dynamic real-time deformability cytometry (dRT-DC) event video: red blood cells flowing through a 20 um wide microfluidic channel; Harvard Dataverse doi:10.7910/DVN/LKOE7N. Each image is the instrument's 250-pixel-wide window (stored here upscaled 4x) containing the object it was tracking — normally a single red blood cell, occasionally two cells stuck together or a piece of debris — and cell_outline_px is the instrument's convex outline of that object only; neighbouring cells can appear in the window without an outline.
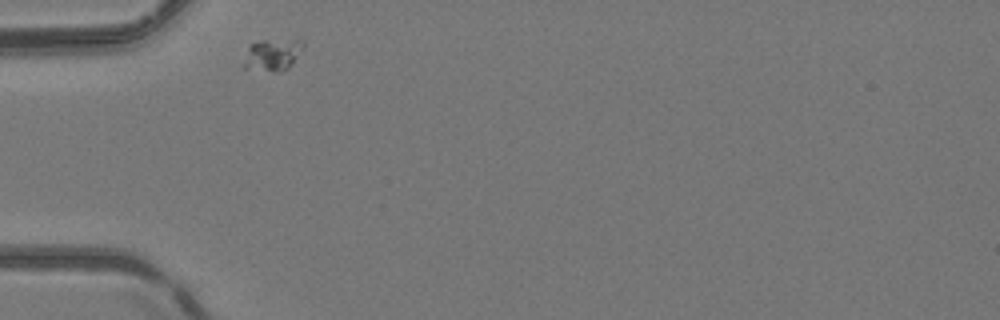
{"species": "common noctule bat (a hibernating species)", "species_latin": "Nyctalus noctula", "temperature_condition": "room temperature", "stored_images_in_passage": 30, "camera_frame_rate_fps": 3000, "um_per_image_px": 0.085, "animal": {"sex": "female", "body_mass_g": 24.6, "forearm_length_mm": 56.2}, "frame": {"image": 1, "passage_image": 1, "time_ms": 0.0, "image_size_px": [1000, 320], "cell_outline_px": [[304, 44], [292, 64], [288, 68], [280, 72], [276, 72], [244, 68], [240, 64], [248, 48], [252, 44], [264, 40], [300, 36], [304, 40]], "centroid_in_image_um": [23.19, 4.61], "position_along_channel_um": 61.8, "area_um2": 11.62}}
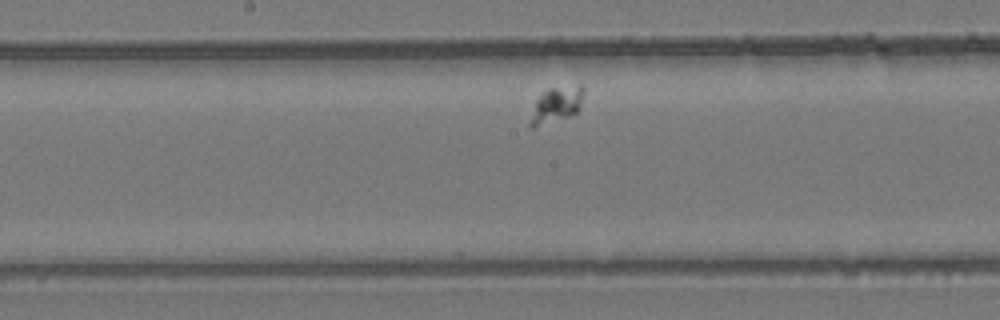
{"frame": {"image": 2, "passage_image": 13, "time_ms": 4.0, "image_size_px": [1000, 320], "cell_outline_px": [[584, 92], [580, 108], [576, 112], [568, 116], [532, 128], [528, 124], [536, 100], [548, 88], [584, 88]], "centroid_in_image_um": [47.25, 8.95], "position_along_channel_um": 201.0, "area_um2": 10.52}}
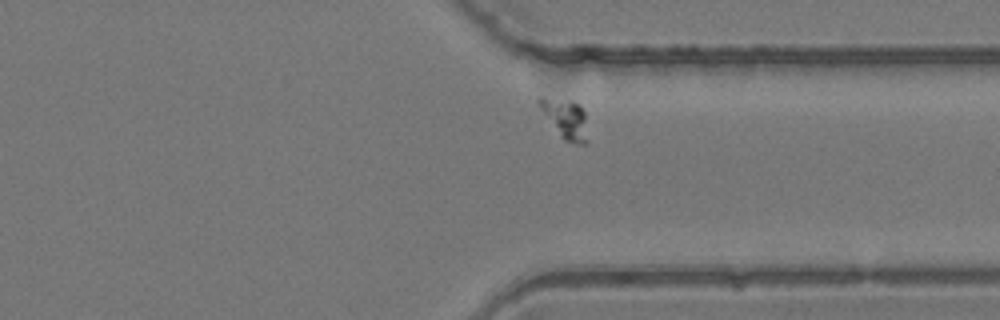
{"frame": {"image": 3, "passage_image": 26, "time_ms": 8.333, "image_size_px": [1000, 320], "cell_outline_px": [[588, 144], [580, 144], [564, 140], [560, 136], [540, 108], [536, 100], [540, 96], [572, 100], [580, 104], [584, 108], [588, 140]], "centroid_in_image_um": [48.09, 10.06], "position_along_channel_um": 363.3, "area_um2": 11.33}}